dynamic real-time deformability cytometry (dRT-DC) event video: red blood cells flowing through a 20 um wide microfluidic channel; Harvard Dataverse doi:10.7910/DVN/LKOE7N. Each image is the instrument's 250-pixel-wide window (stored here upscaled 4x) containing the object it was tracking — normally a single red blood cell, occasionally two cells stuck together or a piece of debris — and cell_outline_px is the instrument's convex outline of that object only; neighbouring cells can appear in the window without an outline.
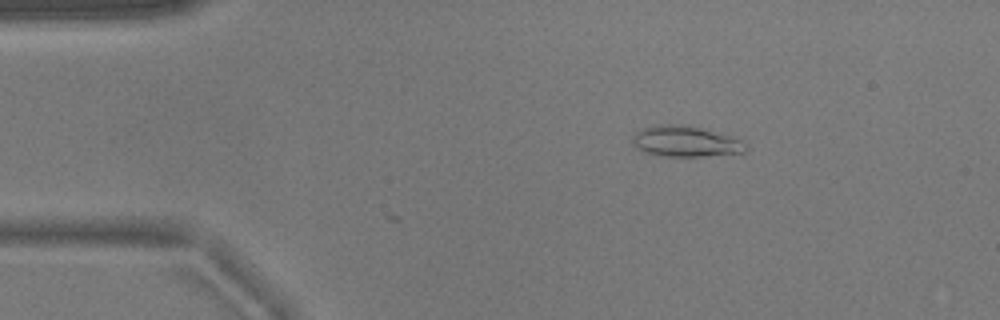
{"species": "common noctule bat (a hibernating species)", "species_latin": "Nyctalus noctula", "temperature_condition": "warm", "stored_images_in_passage": 2, "camera_frame_rate_fps": 3000, "um_per_image_px": 0.085, "animal": {"sex": "male", "body_mass_g": 17.9}, "frame": {"image": 1, "passage_image": 2, "time_ms": 0.333, "image_size_px": [1000, 320], "cell_outline_px": [[748, 148], [744, 152], [704, 156], [664, 156], [644, 152], [636, 148], [632, 144], [632, 136], [636, 132], [644, 128], [660, 124], [680, 124], [700, 128], [744, 140], [748, 144]], "centroid_in_image_um": [58.27, 12.02], "position_along_channel_um": 26.7, "area_um2": 20.29}}